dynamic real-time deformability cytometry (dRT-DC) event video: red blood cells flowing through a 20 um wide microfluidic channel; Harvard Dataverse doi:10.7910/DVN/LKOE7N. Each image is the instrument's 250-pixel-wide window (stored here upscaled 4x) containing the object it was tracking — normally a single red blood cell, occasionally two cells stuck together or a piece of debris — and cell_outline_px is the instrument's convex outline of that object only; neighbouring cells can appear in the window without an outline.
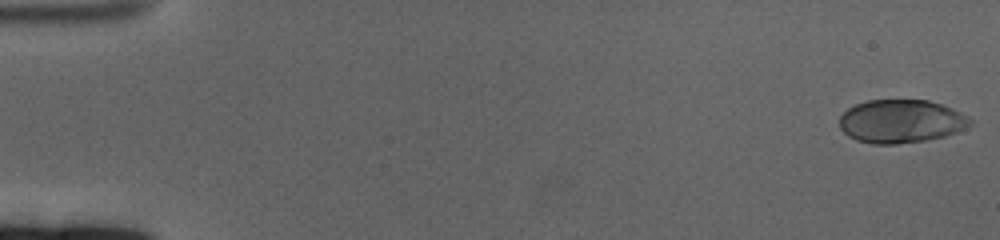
{"species": "human", "species_latin": "Homo sapiens", "temperature_condition": "cold", "stored_images_in_passage": 61, "camera_frame_rate_fps": 3000, "um_per_image_px": 0.085, "donor": {"sex": "female"}, "frame": {"image": 1, "passage_image": 1, "time_ms": 0.0, "image_size_px": [1000, 240], "cell_outline_px": [[972, 124], [968, 128], [944, 136], [928, 140], [896, 144], [872, 144], [856, 140], [848, 136], [840, 128], [840, 116], [848, 108], [856, 104], [868, 100], [928, 100], [952, 108], [968, 116], [972, 120]], "centroid_in_image_um": [76.6, 10.32], "position_along_channel_um": 8.4, "area_um2": 33.12}}
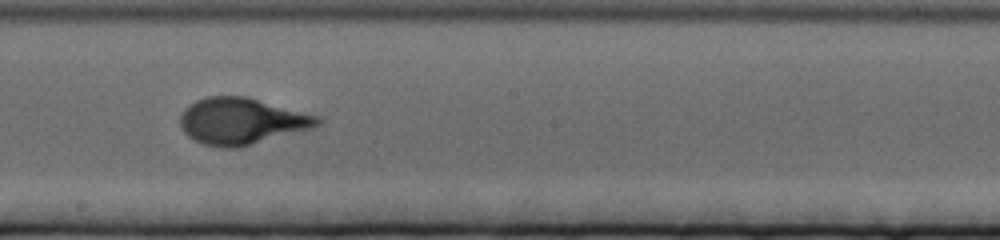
{"frame": {"image": 2, "passage_image": 35, "time_ms": 11.333, "image_size_px": [1000, 240], "cell_outline_px": [[324, 120], [320, 124], [312, 128], [240, 148], [220, 148], [204, 144], [188, 136], [184, 132], [180, 124], [180, 116], [184, 108], [188, 104], [196, 100], [208, 96], [248, 96], [320, 116]], "centroid_in_image_um": [20.55, 10.29], "position_along_channel_um": 227.6, "area_um2": 37.63}}
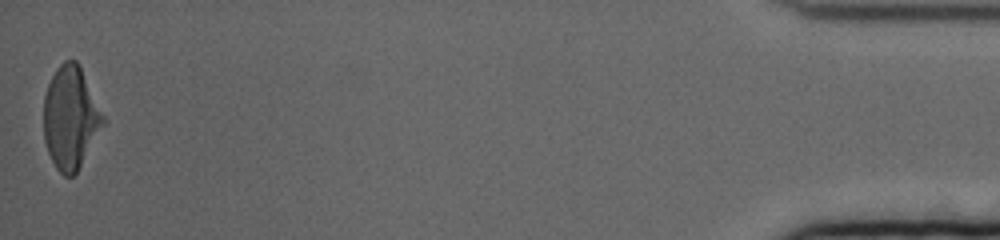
{"frame": {"image": 3, "passage_image": 61, "time_ms": 20.0, "image_size_px": [1000, 240], "cell_outline_px": [[104, 124], [76, 172], [72, 176], [64, 176], [56, 168], [48, 152], [44, 140], [44, 96], [48, 84], [56, 68], [64, 60], [76, 60], [80, 64], [104, 116]], "centroid_in_image_um": [5.98, 9.97], "position_along_channel_um": 429.2, "area_um2": 35.26}}